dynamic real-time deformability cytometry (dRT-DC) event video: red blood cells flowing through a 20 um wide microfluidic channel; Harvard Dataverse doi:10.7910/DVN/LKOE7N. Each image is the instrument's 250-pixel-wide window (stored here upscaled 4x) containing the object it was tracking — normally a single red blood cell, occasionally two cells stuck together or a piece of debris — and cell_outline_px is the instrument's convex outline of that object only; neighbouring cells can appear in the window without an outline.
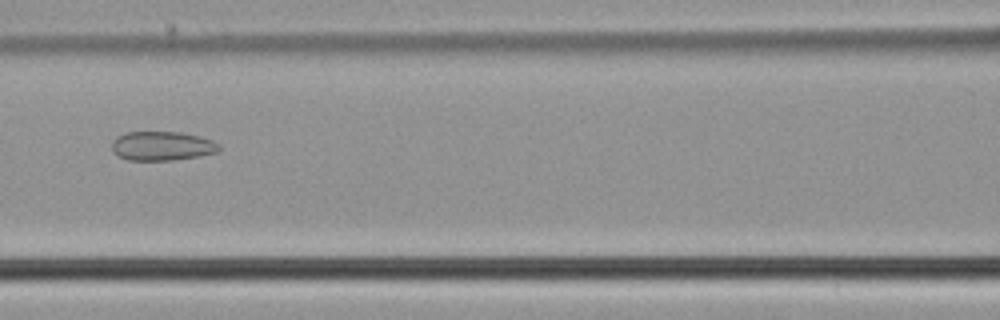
{"species": "common noctule bat (a hibernating species)", "species_latin": "Nyctalus noctula", "temperature_condition": "cold", "stored_images_in_passage": 55, "camera_frame_rate_fps": 3000, "um_per_image_px": 0.085, "animal": {"sex": "male", "body_mass_g": 21.5, "forearm_length_mm": 52.0}, "frame": {"image": 1, "passage_image": 25, "time_ms": 8.0, "image_size_px": [1000, 320], "cell_outline_px": [[220, 152], [172, 160], [128, 160], [112, 152], [112, 140], [116, 136], [124, 132], [180, 132], [200, 136], [212, 140], [220, 144]], "centroid_in_image_um": [13.77, 12.4], "position_along_channel_um": 152.8, "area_um2": 18.32}}
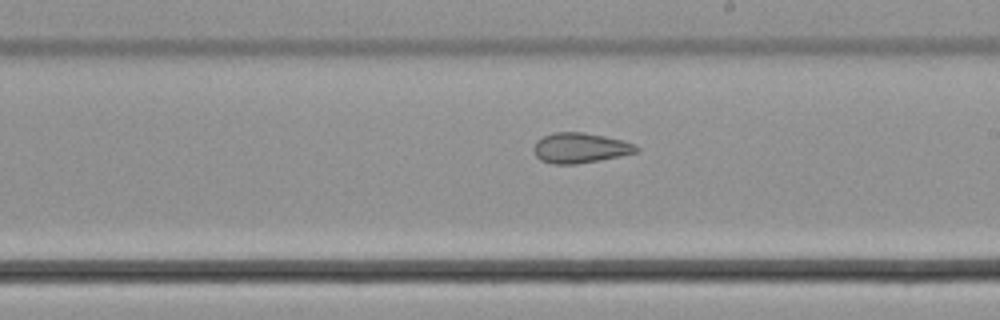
{"frame": {"image": 2, "passage_image": 32, "time_ms": 10.333, "image_size_px": [1000, 320], "cell_outline_px": [[640, 152], [600, 160], [576, 164], [552, 164], [540, 160], [536, 156], [532, 148], [536, 140], [552, 132], [584, 132], [604, 136], [636, 144], [640, 148]], "centroid_in_image_um": [49.31, 12.57], "position_along_channel_um": 239.7, "area_um2": 18.26}}
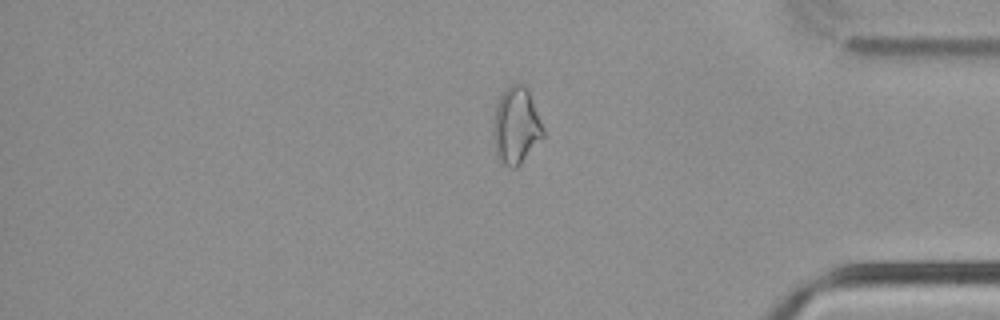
{"frame": {"image": 3, "passage_image": 46, "time_ms": 15.0, "image_size_px": [1000, 320], "cell_outline_px": [[544, 136], [520, 164], [516, 168], [512, 168], [500, 164], [496, 152], [492, 136], [492, 124], [496, 104], [504, 88], [516, 80], [524, 84], [528, 88], [544, 128]], "centroid_in_image_um": [43.84, 10.64], "position_along_channel_um": 391.4, "area_um2": 22.95}, "authors_computed_cell_mechanics": {"area_um2": 22.8888, "velocity_mm_per_s": 3.7301, "shape_relaxation_time_tau1_ms": null, "shape_relaxation_time_tau2_ms": 2.8816, "deformation_change_tau1": null, "deformation_change_tau2": 0.1017}}